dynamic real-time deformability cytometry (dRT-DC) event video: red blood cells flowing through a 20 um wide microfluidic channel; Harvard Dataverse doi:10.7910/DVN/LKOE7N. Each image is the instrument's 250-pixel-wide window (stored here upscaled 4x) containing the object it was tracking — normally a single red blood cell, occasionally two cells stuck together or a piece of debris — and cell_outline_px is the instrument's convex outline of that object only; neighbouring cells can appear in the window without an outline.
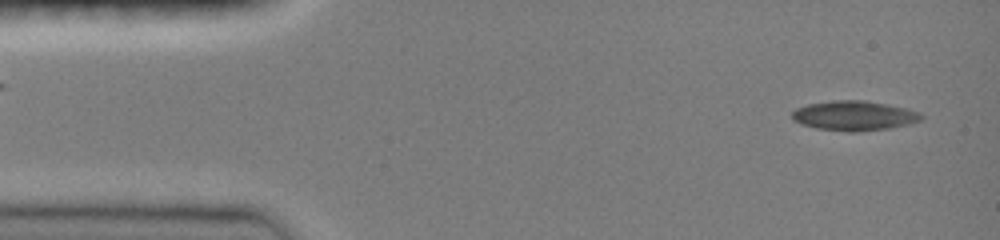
{"species": "common noctule bat (a hibernating species)", "species_latin": "Nyctalus noctula", "temperature_condition": "room temperature", "stored_images_in_passage": 14, "camera_frame_rate_fps": 3000, "um_per_image_px": 0.085, "animal": {"sex": "female", "body_mass_g": 19.0, "forearm_length_mm": 51.5}, "frame": {"image": 1, "passage_image": 2, "time_ms": 0.333, "image_size_px": [1000, 240], "cell_outline_px": [[924, 116], [920, 120], [908, 124], [888, 128], [856, 132], [848, 132], [816, 128], [800, 124], [792, 120], [792, 112], [796, 108], [808, 104], [836, 100], [864, 100], [908, 108], [920, 112]], "centroid_in_image_um": [72.59, 9.83], "position_along_channel_um": 12.4, "area_um2": 22.43}}
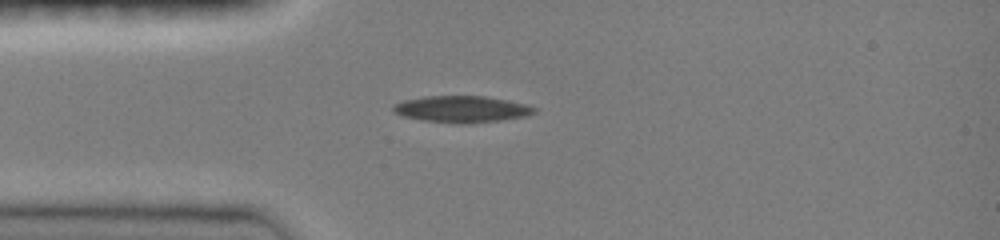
{"frame": {"image": 2, "passage_image": 10, "time_ms": 3.333, "image_size_px": [1000, 240], "cell_outline_px": [[536, 112], [528, 116], [500, 120], [460, 124], [456, 124], [424, 120], [400, 116], [392, 112], [392, 104], [404, 100], [424, 96], [484, 96], [508, 100], [528, 104], [536, 108]], "centroid_in_image_um": [39.22, 9.27], "position_along_channel_um": 45.8, "area_um2": 22.08}}
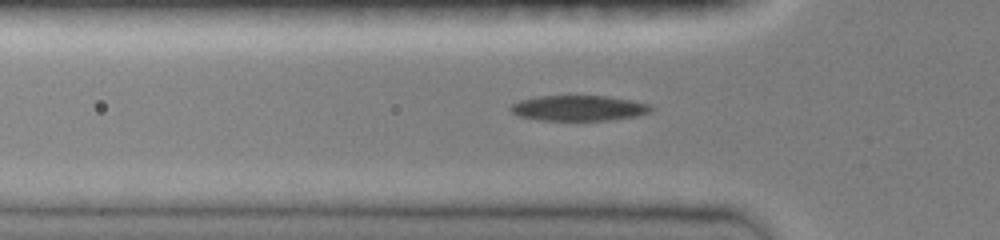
{"frame": {"image": 3, "passage_image": 13, "time_ms": 4.333, "image_size_px": [1000, 240], "cell_outline_px": [[656, 108], [652, 112], [636, 116], [608, 120], [540, 120], [520, 116], [512, 112], [508, 108], [512, 104], [520, 100], [536, 96], [608, 96], [632, 100], [648, 104]], "centroid_in_image_um": [49.22, 9.18], "position_along_channel_um": 76.6, "area_um2": 20.87}}